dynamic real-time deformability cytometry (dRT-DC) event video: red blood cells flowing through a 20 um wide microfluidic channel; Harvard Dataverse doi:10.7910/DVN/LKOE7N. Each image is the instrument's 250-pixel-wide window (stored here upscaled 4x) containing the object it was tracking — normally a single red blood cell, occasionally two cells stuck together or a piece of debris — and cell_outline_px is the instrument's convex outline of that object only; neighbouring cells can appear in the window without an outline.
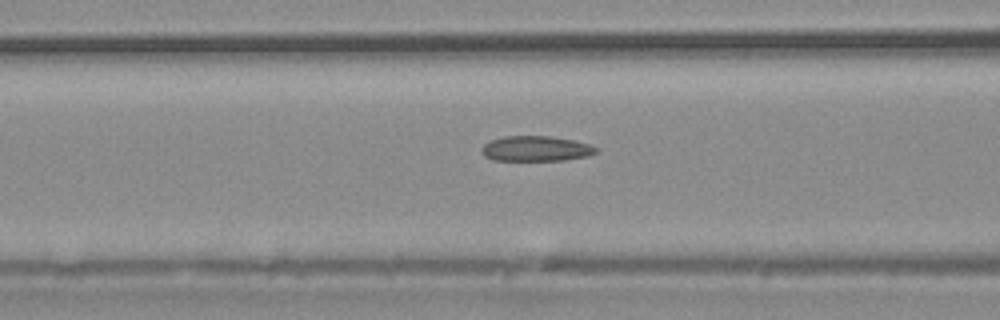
{"species": "common noctule bat (a hibernating species)", "species_latin": "Nyctalus noctula", "temperature_condition": "warm", "stored_images_in_passage": 39, "camera_frame_rate_fps": 3000, "um_per_image_px": 0.085, "animal": {"sex": "male", "body_mass_g": 20.4}, "frame": {"image": 1, "passage_image": 16, "time_ms": 5.0, "image_size_px": [1000, 320], "cell_outline_px": [[600, 148], [596, 152], [588, 156], [564, 160], [492, 160], [484, 156], [480, 152], [484, 144], [492, 140], [504, 136], [552, 136], [592, 144]], "centroid_in_image_um": [45.58, 12.63], "position_along_channel_um": 121.0, "area_um2": 16.94}}
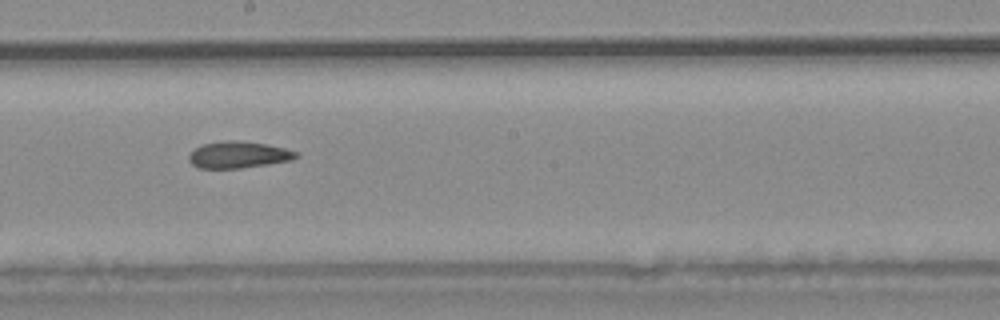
{"frame": {"image": 2, "passage_image": 22, "time_ms": 7.0, "image_size_px": [1000, 320], "cell_outline_px": [[300, 156], [292, 160], [268, 164], [240, 168], [196, 168], [188, 160], [188, 156], [200, 144], [228, 140], [232, 140], [264, 144], [284, 148], [296, 152]], "centroid_in_image_um": [20.24, 13.16], "position_along_channel_um": 228.0, "area_um2": 16.53}}
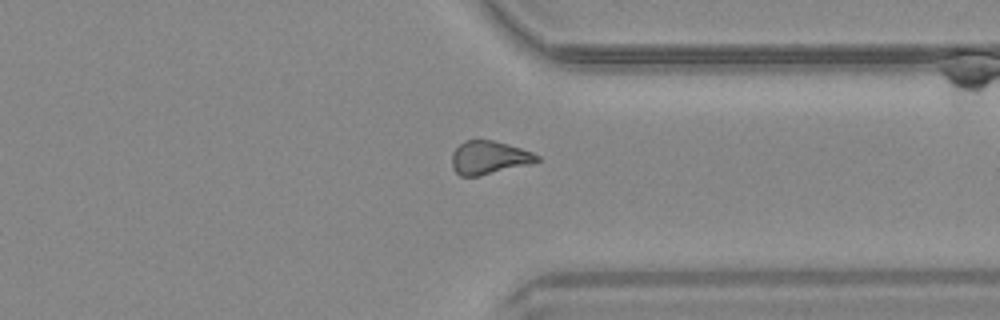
{"frame": {"image": 3, "passage_image": 30, "time_ms": 9.667, "image_size_px": [1000, 320], "cell_outline_px": [[540, 160], [532, 164], [480, 176], [460, 176], [452, 168], [452, 152], [464, 140], [492, 140], [508, 144], [532, 152], [540, 156]], "centroid_in_image_um": [41.58, 13.4], "position_along_channel_um": 369.8, "area_um2": 16.65}}